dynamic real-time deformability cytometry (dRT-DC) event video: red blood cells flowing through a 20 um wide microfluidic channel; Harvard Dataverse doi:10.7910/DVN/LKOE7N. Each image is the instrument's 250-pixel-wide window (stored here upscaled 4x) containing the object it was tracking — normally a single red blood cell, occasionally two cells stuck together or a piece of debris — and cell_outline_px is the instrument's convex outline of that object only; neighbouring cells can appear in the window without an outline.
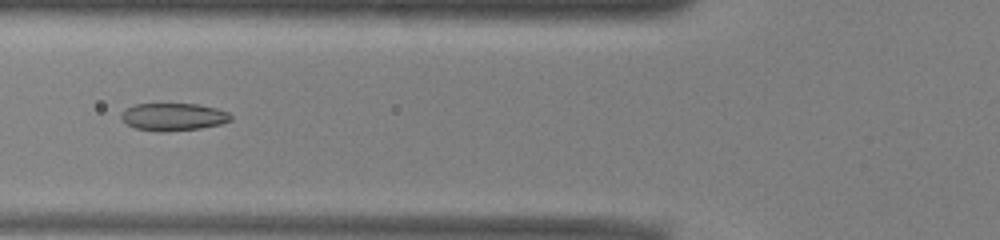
{"species": "common noctule bat (a hibernating species)", "species_latin": "Nyctalus noctula", "temperature_condition": "warm", "stored_images_in_passage": 45, "camera_frame_rate_fps": 3000, "um_per_image_px": 0.085, "animal": {"sex": "male", "body_mass_g": 13.0, "forearm_length_mm": 53.1}, "frame": {"image": 1, "passage_image": 13, "time_ms": 4.0, "image_size_px": [1000, 240], "cell_outline_px": [[232, 120], [220, 124], [200, 128], [164, 132], [156, 132], [136, 128], [128, 124], [120, 116], [128, 108], [136, 104], [200, 104], [216, 108], [228, 112], [232, 116]], "centroid_in_image_um": [14.78, 9.94], "position_along_channel_um": 111.0, "area_um2": 17.46}}
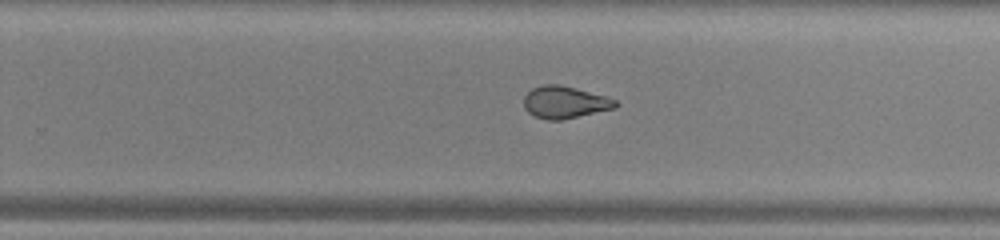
{"frame": {"image": 2, "passage_image": 26, "time_ms": 8.333, "image_size_px": [1000, 240], "cell_outline_px": [[620, 104], [616, 108], [564, 120], [548, 120], [536, 116], [528, 112], [524, 108], [524, 96], [532, 88], [544, 84], [560, 84], [608, 96], [616, 100]], "centroid_in_image_um": [48.05, 8.69], "position_along_channel_um": 281.8, "area_um2": 17.46}}
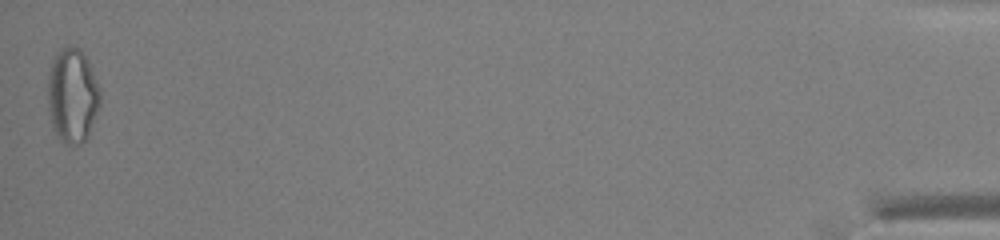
{"frame": {"image": 3, "passage_image": 45, "time_ms": 14.667, "image_size_px": [1000, 240], "cell_outline_px": [[100, 104], [88, 132], [84, 140], [80, 144], [64, 144], [60, 140], [52, 124], [48, 108], [48, 76], [52, 60], [64, 48], [80, 48], [88, 60], [100, 88]], "centroid_in_image_um": [6.15, 8.13], "position_along_channel_um": 429.0, "area_um2": 28.26}, "authors_computed_cell_mechanics": {"area_um2": 18.8428, "velocity_mm_per_s": 3.9508, "shape_relaxation_time_tau1_ms": null, "shape_relaxation_time_tau2_ms": 1.572, "deformation_change_tau1": null, "deformation_change_tau2": 0.0799}}